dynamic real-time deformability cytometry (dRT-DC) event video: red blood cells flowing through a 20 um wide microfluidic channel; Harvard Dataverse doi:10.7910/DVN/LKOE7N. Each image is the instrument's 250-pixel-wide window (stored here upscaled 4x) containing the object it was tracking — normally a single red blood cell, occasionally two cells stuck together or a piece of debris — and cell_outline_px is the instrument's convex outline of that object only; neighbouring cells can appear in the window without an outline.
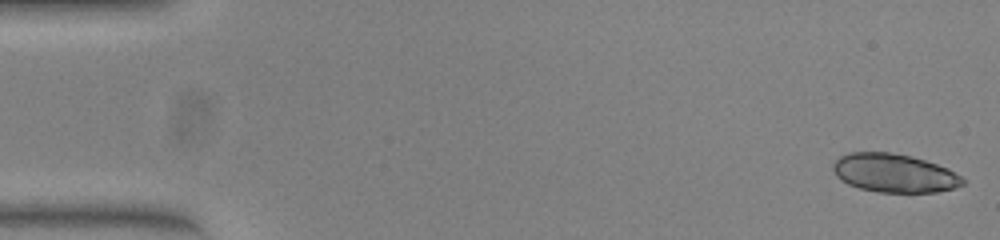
{"species": "common noctule bat (a hibernating species)", "species_latin": "Nyctalus noctula", "temperature_condition": "warm", "stored_images_in_passage": 52, "segment_of_instrument_passage": [1, 2], "camera_frame_rate_fps": 3000, "um_per_image_px": 0.085, "animal": {"sex": "female", "body_mass_g": 23.0, "forearm_length_mm": 53.4}, "frame": {"image": 1, "passage_image": 1, "time_ms": 0.0, "image_size_px": [1000, 240], "cell_outline_px": [[964, 184], [952, 188], [936, 192], [880, 192], [860, 188], [848, 184], [840, 180], [836, 176], [832, 168], [832, 164], [840, 156], [852, 152], [888, 152], [908, 156], [924, 160], [948, 168], [960, 176], [964, 180]], "centroid_in_image_um": [75.97, 14.71], "position_along_channel_um": 9.0, "area_um2": 28.84}}
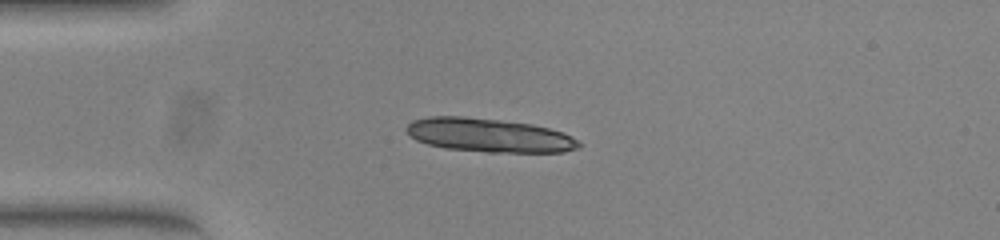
{"frame": {"image": 2, "passage_image": 13, "time_ms": 4.0, "image_size_px": [1000, 240], "cell_outline_px": [[580, 144], [576, 148], [564, 152], [488, 152], [444, 148], [428, 144], [416, 140], [408, 132], [408, 124], [412, 120], [432, 116], [460, 116], [532, 124], [548, 128], [560, 132], [576, 140]], "centroid_in_image_um": [41.53, 11.5], "position_along_channel_um": 43.5, "area_um2": 33.29}}